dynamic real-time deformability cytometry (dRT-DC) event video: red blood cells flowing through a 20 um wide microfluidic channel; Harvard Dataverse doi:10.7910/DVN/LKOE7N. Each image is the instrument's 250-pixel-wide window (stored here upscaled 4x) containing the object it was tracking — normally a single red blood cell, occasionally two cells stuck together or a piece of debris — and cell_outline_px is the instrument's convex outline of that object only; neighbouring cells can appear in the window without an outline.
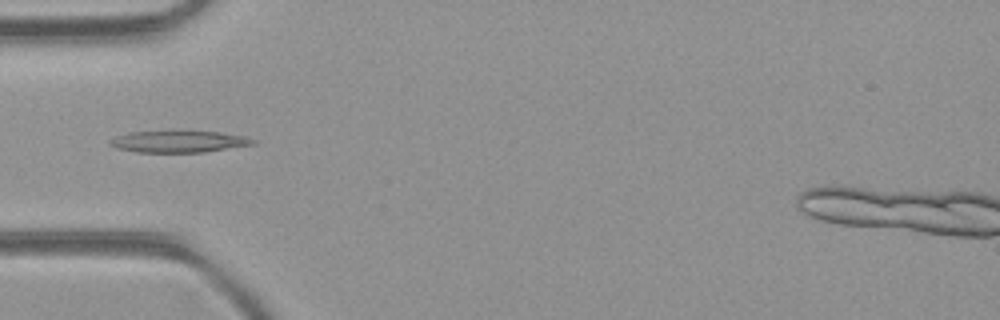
{"species": "common noctule bat (a hibernating species)", "species_latin": "Nyctalus noctula", "temperature_condition": "room temperature", "stored_images_in_passage": 7, "camera_frame_rate_fps": 3000, "um_per_image_px": 0.085, "animal": {"sex": "female", "body_mass_g": 21.9}, "frame": {"image": 1, "passage_image": 5, "time_ms": 1.333, "image_size_px": [1000, 320], "cell_outline_px": [[256, 144], [204, 152], [136, 152], [116, 148], [108, 144], [108, 140], [116, 136], [132, 132], [220, 132], [244, 136], [256, 140]], "centroid_in_image_um": [15.19, 12.05], "position_along_channel_um": 69.8, "area_um2": 17.8}}
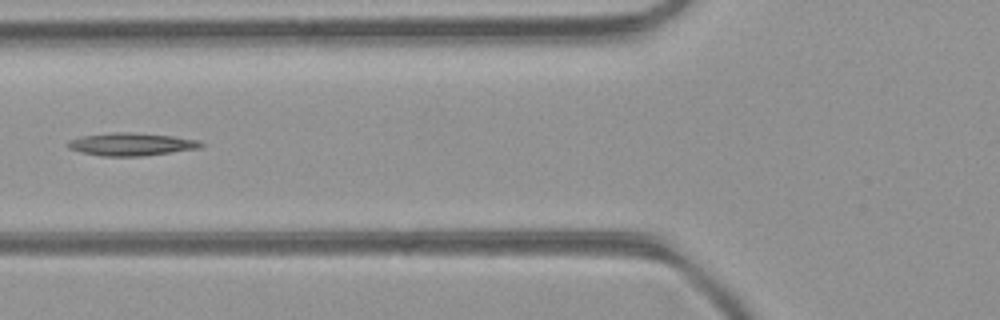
{"frame": {"image": 2, "passage_image": 6, "time_ms": 1.667, "image_size_px": [1000, 320], "cell_outline_px": [[204, 144], [200, 148], [172, 152], [140, 156], [100, 156], [80, 152], [68, 148], [68, 140], [80, 136], [112, 132], [132, 132], [172, 136], [200, 140]], "centroid_in_image_um": [11.14, 12.25], "position_along_channel_um": 114.7, "area_um2": 17.74}}
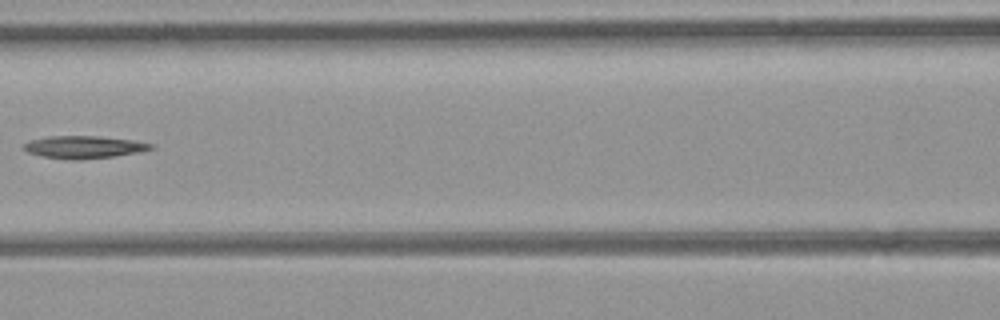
{"frame": {"image": 3, "passage_image": 7, "time_ms": 2.0, "image_size_px": [1000, 320], "cell_outline_px": [[156, 148], [140, 152], [112, 156], [76, 160], [72, 160], [40, 156], [28, 152], [24, 148], [24, 144], [28, 140], [48, 136], [100, 136], [132, 140], [152, 144]], "centroid_in_image_um": [7.12, 12.49], "position_along_channel_um": 159.5, "area_um2": 16.65}}